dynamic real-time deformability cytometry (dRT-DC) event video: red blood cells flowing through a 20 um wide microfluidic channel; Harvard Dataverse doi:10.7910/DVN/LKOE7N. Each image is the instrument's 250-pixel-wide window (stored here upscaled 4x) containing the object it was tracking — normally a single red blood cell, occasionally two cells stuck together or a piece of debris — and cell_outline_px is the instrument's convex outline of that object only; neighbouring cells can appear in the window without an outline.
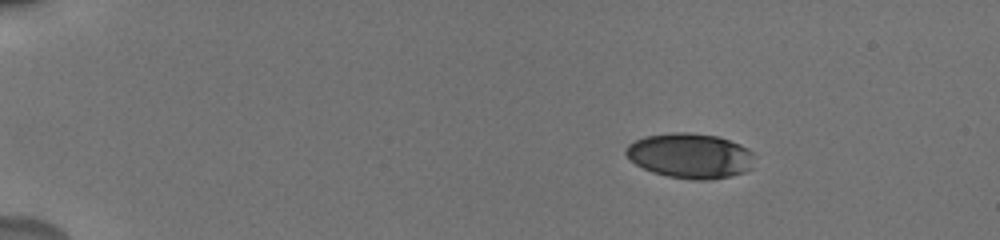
{"species": "human", "species_latin": "Homo sapiens", "temperature_condition": "cold", "stored_images_in_passage": 33, "camera_frame_rate_fps": 3000, "um_per_image_px": 0.085, "donor": {"sex": "male"}, "frame": {"image": 1, "passage_image": 5, "time_ms": 2.667, "image_size_px": [1000, 240], "cell_outline_px": [[756, 156], [752, 168], [744, 172], [732, 176], [708, 180], [692, 180], [668, 176], [652, 172], [636, 164], [624, 152], [624, 148], [628, 144], [644, 136], [676, 132], [692, 132], [716, 136], [740, 144], [756, 152]], "centroid_in_image_um": [58.71, 13.24], "position_along_channel_um": 26.3, "area_um2": 34.1}}
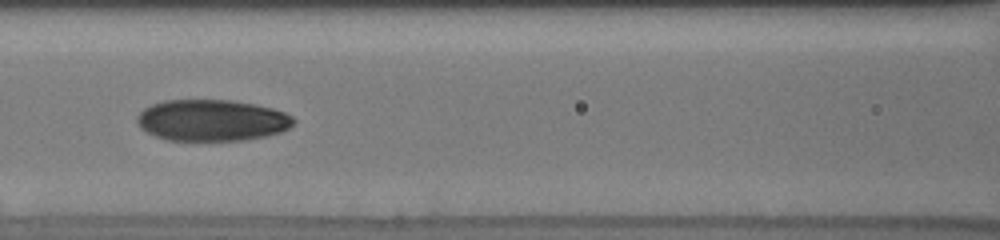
{"frame": {"image": 2, "passage_image": 15, "time_ms": 8.667, "image_size_px": [1000, 240], "cell_outline_px": [[296, 120], [288, 128], [280, 132], [268, 136], [244, 140], [164, 140], [140, 128], [136, 120], [136, 116], [144, 108], [152, 104], [164, 100], [232, 100], [256, 104], [272, 108], [284, 112], [292, 116]], "centroid_in_image_um": [18.0, 10.22], "position_along_channel_um": 148.6, "area_um2": 37.92}}
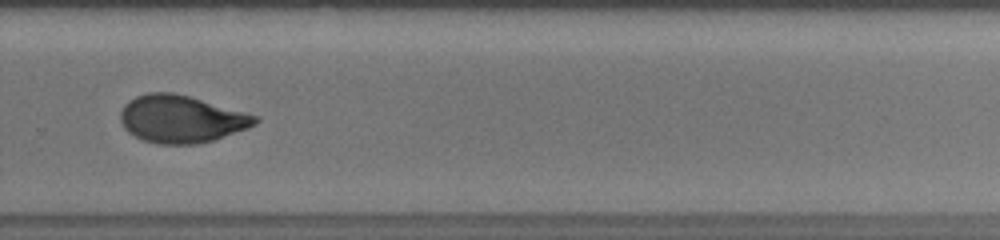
{"frame": {"image": 3, "passage_image": 24, "time_ms": 13.0, "image_size_px": [1000, 240], "cell_outline_px": [[260, 120], [256, 124], [248, 128], [212, 140], [196, 144], [156, 144], [144, 140], [128, 132], [124, 128], [120, 120], [120, 112], [124, 104], [128, 100], [136, 96], [148, 92], [172, 92], [188, 96], [260, 116]], "centroid_in_image_um": [15.39, 10.11], "position_along_channel_um": 314.4, "area_um2": 37.22}, "authors_computed_cell_mechanics": {"area_um2": 36.8764, "velocity_mm_per_s": 3.8413, "shape_relaxation_time_tau1_ms": 5.5158, "shape_relaxation_time_tau2_ms": 2.3084, "deformation_change_tau1": 0.1779, "deformation_change_tau2": 0.0715}}